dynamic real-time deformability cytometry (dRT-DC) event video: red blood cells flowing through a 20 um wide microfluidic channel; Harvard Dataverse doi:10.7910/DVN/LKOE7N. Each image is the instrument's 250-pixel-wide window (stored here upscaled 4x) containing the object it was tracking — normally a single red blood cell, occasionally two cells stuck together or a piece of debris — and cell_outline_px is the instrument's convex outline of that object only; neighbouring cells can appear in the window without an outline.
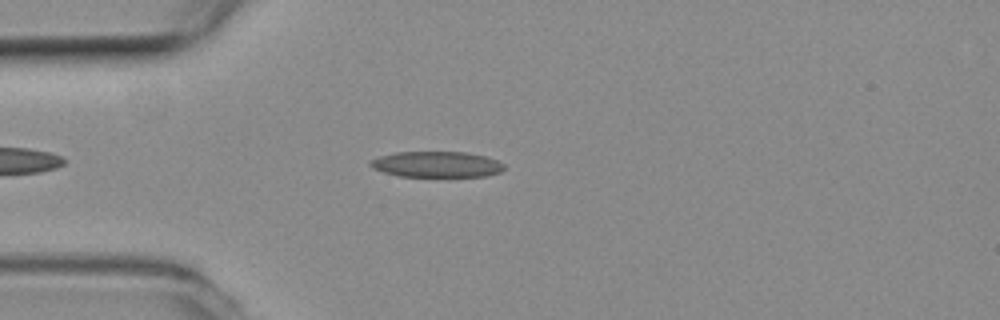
{"species": "common noctule bat (a hibernating species)", "species_latin": "Nyctalus noctula", "temperature_condition": "room temperature", "stored_images_in_passage": 5, "camera_frame_rate_fps": 3000, "um_per_image_px": 0.085, "animal": {"sex": "female", "body_mass_g": 19.3, "forearm_length_mm": 54.1}, "frame": {"image": 1, "passage_image": 5, "time_ms": 1.333, "image_size_px": [1000, 320], "cell_outline_px": [[504, 168], [500, 172], [488, 176], [400, 176], [384, 172], [372, 168], [368, 164], [368, 160], [380, 156], [396, 152], [464, 152], [484, 156], [496, 160], [504, 164]], "centroid_in_image_um": [37.08, 13.97], "position_along_channel_um": 47.9, "area_um2": 20.06}}